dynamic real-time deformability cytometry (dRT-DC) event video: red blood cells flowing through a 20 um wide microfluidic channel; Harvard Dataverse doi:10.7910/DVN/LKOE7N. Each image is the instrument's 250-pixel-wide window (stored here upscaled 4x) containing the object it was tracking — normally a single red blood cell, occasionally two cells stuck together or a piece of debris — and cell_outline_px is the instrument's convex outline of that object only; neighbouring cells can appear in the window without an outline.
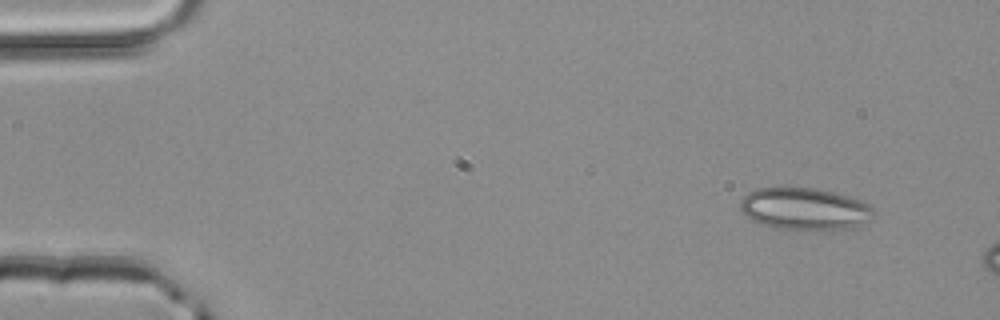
{"species": "common noctule bat (a hibernating species)", "species_latin": "Nyctalus noctula", "temperature_condition": "room temperature", "stored_images_in_passage": 3, "camera_frame_rate_fps": 3000, "um_per_image_px": 0.085, "animal": {"sex": "male", "body_mass_g": 20.4}, "frame": {"image": 1, "passage_image": 1, "time_ms": 0.0, "image_size_px": [1000, 320], "cell_outline_px": [[876, 212], [868, 220], [852, 228], [772, 228], [752, 220], [740, 208], [740, 200], [748, 192], [756, 188], [780, 184], [816, 188], [832, 192], [860, 200], [868, 204]], "centroid_in_image_um": [68.32, 17.68], "position_along_channel_um": 16.7, "area_um2": 32.83}}